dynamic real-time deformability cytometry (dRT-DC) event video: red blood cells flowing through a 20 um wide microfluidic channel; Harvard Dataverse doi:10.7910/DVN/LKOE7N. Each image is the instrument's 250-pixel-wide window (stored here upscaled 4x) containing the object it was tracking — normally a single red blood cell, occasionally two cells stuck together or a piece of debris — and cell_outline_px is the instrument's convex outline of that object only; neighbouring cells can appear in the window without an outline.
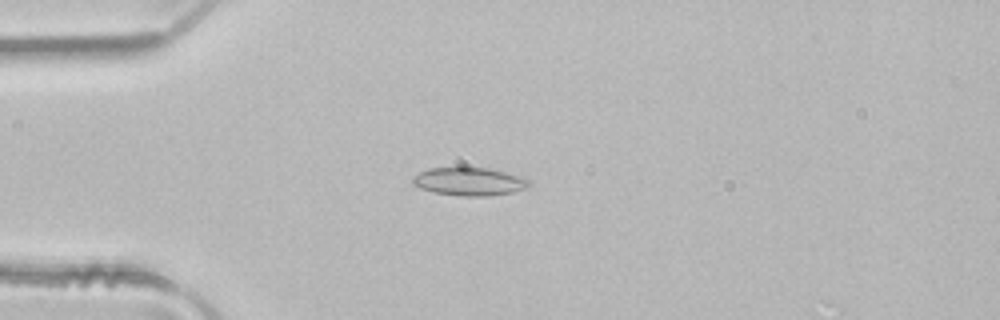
{"species": "common noctule bat (a hibernating species)", "species_latin": "Nyctalus noctula", "temperature_condition": "room temperature", "stored_images_in_passage": 5, "camera_frame_rate_fps": 3000, "um_per_image_px": 0.085, "animal": {"sex": "male", "body_mass_g": 21.5, "forearm_length_mm": 52.0}, "frame": {"image": 1, "passage_image": 4, "time_ms": 1.0, "image_size_px": [1000, 320], "cell_outline_px": [[532, 180], [524, 188], [512, 192], [488, 196], [464, 196], [432, 192], [420, 188], [412, 184], [412, 176], [428, 168], [464, 164], [488, 168], [520, 176]], "centroid_in_image_um": [39.81, 15.38], "position_along_channel_um": 45.2, "area_um2": 19.77}}